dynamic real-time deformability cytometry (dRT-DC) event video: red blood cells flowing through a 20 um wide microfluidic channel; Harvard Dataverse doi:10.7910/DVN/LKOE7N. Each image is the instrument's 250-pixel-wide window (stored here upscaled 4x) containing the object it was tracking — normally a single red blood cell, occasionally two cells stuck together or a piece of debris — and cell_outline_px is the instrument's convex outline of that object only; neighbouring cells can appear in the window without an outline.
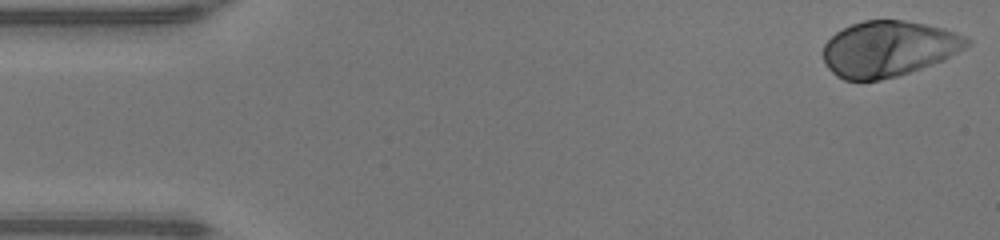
{"species": "human", "species_latin": "Homo sapiens", "temperature_condition": "warm", "stored_images_in_passage": 47, "camera_frame_rate_fps": 3000, "um_per_image_px": 0.085, "donor": {"sex": "male"}, "frame": {"image": 1, "passage_image": 1, "time_ms": 0.0, "image_size_px": [1000, 240], "cell_outline_px": [[972, 44], [944, 60], [896, 76], [880, 80], [844, 80], [836, 76], [824, 64], [824, 44], [836, 32], [852, 24], [864, 20], [904, 20], [944, 28], [956, 32], [972, 40]], "centroid_in_image_um": [75.54, 4.14], "position_along_channel_um": 9.5, "area_um2": 46.59}}
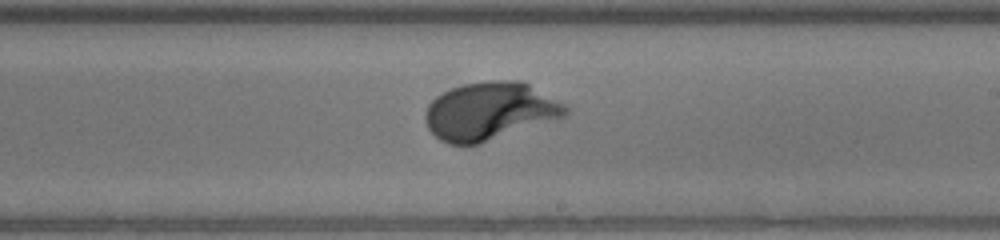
{"frame": {"image": 2, "passage_image": 27, "time_ms": 8.667, "image_size_px": [1000, 240], "cell_outline_px": [[568, 112], [564, 116], [480, 144], [448, 144], [440, 140], [428, 128], [424, 120], [424, 116], [428, 104], [436, 96], [452, 88], [464, 84], [488, 80], [520, 80], [528, 84], [564, 104], [568, 108]], "centroid_in_image_um": [41.59, 9.45], "position_along_channel_um": 247.4, "area_um2": 46.88}}
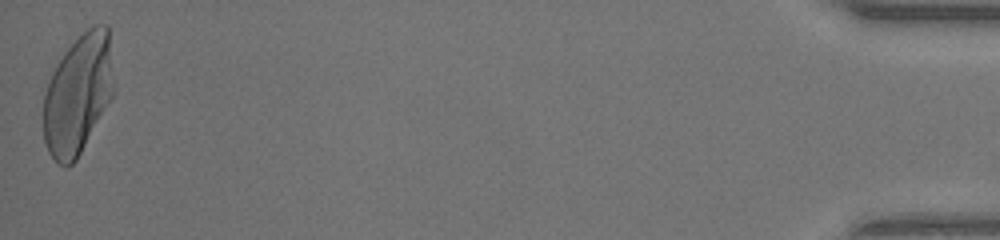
{"frame": {"image": 3, "passage_image": 47, "time_ms": 15.333, "image_size_px": [1000, 240], "cell_outline_px": [[116, 88], [112, 96], [76, 160], [68, 168], [64, 168], [56, 164], [48, 152], [44, 140], [44, 96], [52, 72], [56, 64], [64, 52], [88, 28], [96, 24], [108, 24]], "centroid_in_image_um": [6.65, 8.02], "position_along_channel_um": 428.5, "area_um2": 49.3}, "authors_computed_cell_mechanics": {"area_um2": 46.1822, "velocity_mm_per_s": 4.3018, "shape_relaxation_time_tau1_ms": 2.1736, "shape_relaxation_time_tau2_ms": null, "deformation_change_tau1": 0.2047, "deformation_change_tau2": null}}